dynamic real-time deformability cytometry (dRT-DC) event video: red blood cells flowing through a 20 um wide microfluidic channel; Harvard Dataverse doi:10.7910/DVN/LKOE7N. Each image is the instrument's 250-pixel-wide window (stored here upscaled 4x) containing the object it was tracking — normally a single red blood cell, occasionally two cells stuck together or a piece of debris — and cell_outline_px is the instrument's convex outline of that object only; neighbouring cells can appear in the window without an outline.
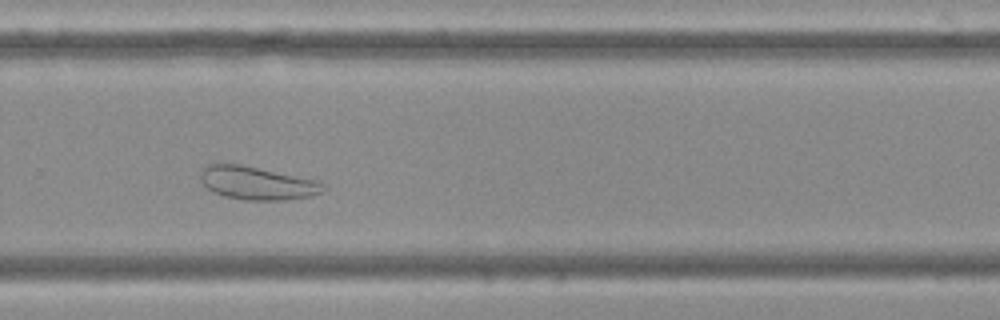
{"species": "Egyptian fruit bat (a non-hibernating species)", "species_latin": "Rousettus aegyptiacus", "temperature_condition": "cold", "stored_images_in_passage": 43, "camera_frame_rate_fps": 3000, "um_per_image_px": 0.085, "frame": {"image": 1, "passage_image": 27, "time_ms": 8.667, "image_size_px": [1000, 320], "cell_outline_px": [[328, 188], [324, 192], [308, 196], [284, 200], [248, 200], [224, 196], [212, 192], [200, 180], [200, 172], [208, 164], [240, 164], [320, 180], [328, 184]], "centroid_in_image_um": [21.93, 15.56], "position_along_channel_um": 307.9, "area_um2": 23.99}}
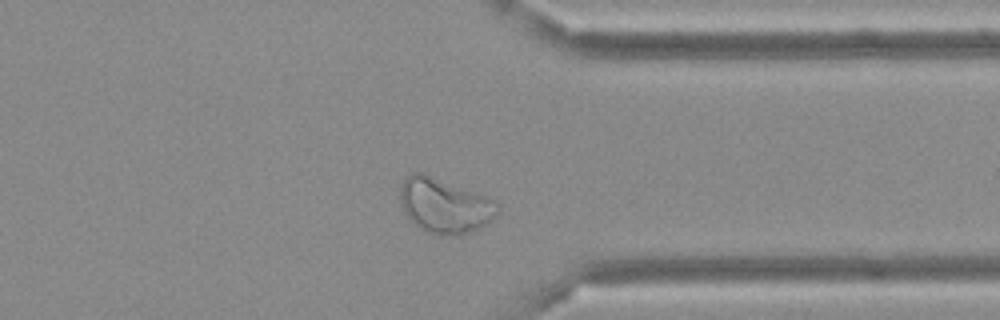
{"frame": {"image": 2, "passage_image": 32, "time_ms": 10.333, "image_size_px": [1000, 320], "cell_outline_px": [[500, 208], [496, 216], [480, 228], [464, 232], [432, 232], [420, 228], [408, 216], [400, 200], [400, 184], [412, 172], [420, 172], [496, 200], [500, 204]], "centroid_in_image_um": [37.81, 17.42], "position_along_channel_um": 373.6, "area_um2": 29.88}}
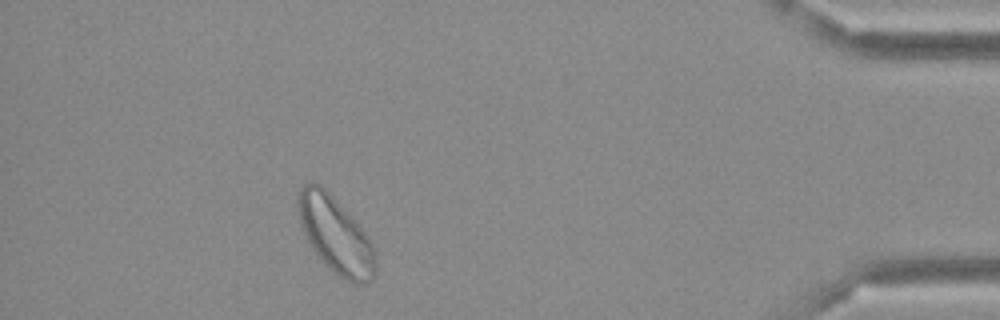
{"frame": {"image": 3, "passage_image": 38, "time_ms": 12.333, "image_size_px": [1000, 320], "cell_outline_px": [[376, 276], [368, 284], [352, 284], [344, 280], [332, 272], [328, 268], [312, 248], [300, 224], [296, 208], [296, 200], [300, 188], [304, 184], [320, 184], [336, 200], [364, 232], [372, 244], [376, 260]], "centroid_in_image_um": [28.52, 20.04], "position_along_channel_um": 406.7, "area_um2": 34.39}}